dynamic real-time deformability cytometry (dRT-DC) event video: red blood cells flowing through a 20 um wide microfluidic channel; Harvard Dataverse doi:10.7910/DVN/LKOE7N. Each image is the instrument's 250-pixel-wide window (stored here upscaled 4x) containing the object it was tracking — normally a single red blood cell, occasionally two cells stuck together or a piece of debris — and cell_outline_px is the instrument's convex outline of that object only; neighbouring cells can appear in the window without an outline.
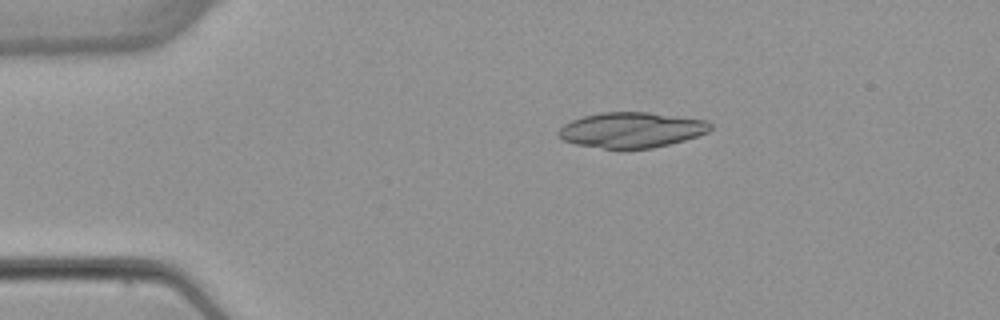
{"species": "common noctule bat (a hibernating species)", "species_latin": "Nyctalus noctula", "temperature_condition": "warm", "stored_images_in_passage": 4, "camera_frame_rate_fps": 3000, "um_per_image_px": 0.085, "animal": {"sex": "female", "body_mass_g": 22.7, "forearm_length_mm": 54.2}, "frame": {"image": 1, "passage_image": 2, "time_ms": 1.333, "image_size_px": [1000, 320], "cell_outline_px": [[712, 128], [708, 132], [684, 140], [652, 148], [624, 152], [576, 144], [564, 140], [556, 132], [564, 124], [572, 120], [584, 116], [600, 112], [648, 112], [708, 120], [712, 124]], "centroid_in_image_um": [53.68, 11.07], "position_along_channel_um": 31.3, "area_um2": 31.96}}